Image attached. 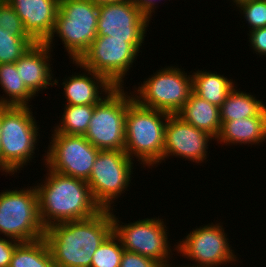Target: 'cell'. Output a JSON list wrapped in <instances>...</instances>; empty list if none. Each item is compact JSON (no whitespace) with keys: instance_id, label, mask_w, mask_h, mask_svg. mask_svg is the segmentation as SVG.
<instances>
[{"instance_id":"6da1fadb","label":"cell","mask_w":266,"mask_h":267,"mask_svg":"<svg viewBox=\"0 0 266 267\" xmlns=\"http://www.w3.org/2000/svg\"><path fill=\"white\" fill-rule=\"evenodd\" d=\"M113 232L111 210L95 216L51 225L45 230L55 267H91L97 248Z\"/></svg>"},{"instance_id":"7a4b0ae2","label":"cell","mask_w":266,"mask_h":267,"mask_svg":"<svg viewBox=\"0 0 266 267\" xmlns=\"http://www.w3.org/2000/svg\"><path fill=\"white\" fill-rule=\"evenodd\" d=\"M44 168L46 174L43 180L38 179L34 185L45 229L57 223L88 219L102 210L94 201L85 180L54 172L46 165Z\"/></svg>"},{"instance_id":"3957f363","label":"cell","mask_w":266,"mask_h":267,"mask_svg":"<svg viewBox=\"0 0 266 267\" xmlns=\"http://www.w3.org/2000/svg\"><path fill=\"white\" fill-rule=\"evenodd\" d=\"M32 108L35 107L2 105L1 174L5 177L19 176L39 155L36 153L42 135L39 120L34 116L37 112L33 113Z\"/></svg>"},{"instance_id":"277c9868","label":"cell","mask_w":266,"mask_h":267,"mask_svg":"<svg viewBox=\"0 0 266 267\" xmlns=\"http://www.w3.org/2000/svg\"><path fill=\"white\" fill-rule=\"evenodd\" d=\"M169 115L141 106L134 99L129 103L125 118L124 151L133 161L136 159L139 166L142 165L140 168L153 170L163 164L165 126Z\"/></svg>"},{"instance_id":"5b68a950","label":"cell","mask_w":266,"mask_h":267,"mask_svg":"<svg viewBox=\"0 0 266 267\" xmlns=\"http://www.w3.org/2000/svg\"><path fill=\"white\" fill-rule=\"evenodd\" d=\"M97 23L98 6L92 0H60L53 32L45 44L53 50L55 39H60L69 61H78L96 39Z\"/></svg>"},{"instance_id":"8992f818","label":"cell","mask_w":266,"mask_h":267,"mask_svg":"<svg viewBox=\"0 0 266 267\" xmlns=\"http://www.w3.org/2000/svg\"><path fill=\"white\" fill-rule=\"evenodd\" d=\"M176 65L161 66L139 86L134 83L133 99L141 106L176 115L193 92L191 71Z\"/></svg>"},{"instance_id":"52a82bcc","label":"cell","mask_w":266,"mask_h":267,"mask_svg":"<svg viewBox=\"0 0 266 267\" xmlns=\"http://www.w3.org/2000/svg\"><path fill=\"white\" fill-rule=\"evenodd\" d=\"M224 222L218 220L215 222L214 220V223L196 226L176 242L177 256L186 258L185 261L188 260V263H182V266L228 267L229 264L235 265L243 262L238 257L239 254L232 249L234 247H232L233 244H230L232 241L227 237L228 232L226 233L225 227H223Z\"/></svg>"},{"instance_id":"ba28073f","label":"cell","mask_w":266,"mask_h":267,"mask_svg":"<svg viewBox=\"0 0 266 267\" xmlns=\"http://www.w3.org/2000/svg\"><path fill=\"white\" fill-rule=\"evenodd\" d=\"M0 192V235L19 242L44 237L45 227L39 214V200L34 183ZM33 185V186H32Z\"/></svg>"},{"instance_id":"9c48e42d","label":"cell","mask_w":266,"mask_h":267,"mask_svg":"<svg viewBox=\"0 0 266 267\" xmlns=\"http://www.w3.org/2000/svg\"><path fill=\"white\" fill-rule=\"evenodd\" d=\"M116 212L111 210L113 232L120 239L124 250L155 259L163 266L174 263L173 260L177 254L173 251L176 252L177 244L176 242L175 244L170 243L171 238L169 237L171 236L166 217L165 219L160 216L139 218L133 222L126 223L125 221L124 223L119 214L116 216Z\"/></svg>"},{"instance_id":"30bf717a","label":"cell","mask_w":266,"mask_h":267,"mask_svg":"<svg viewBox=\"0 0 266 267\" xmlns=\"http://www.w3.org/2000/svg\"><path fill=\"white\" fill-rule=\"evenodd\" d=\"M135 162L124 150L99 151L86 182L94 201L102 210H117L115 202L119 198L122 200L123 194H127L133 185L131 178H134Z\"/></svg>"},{"instance_id":"8fae6325","label":"cell","mask_w":266,"mask_h":267,"mask_svg":"<svg viewBox=\"0 0 266 267\" xmlns=\"http://www.w3.org/2000/svg\"><path fill=\"white\" fill-rule=\"evenodd\" d=\"M128 88L115 87L94 105L91 121L84 136L95 148L124 150L126 111L133 100Z\"/></svg>"},{"instance_id":"7c38bea8","label":"cell","mask_w":266,"mask_h":267,"mask_svg":"<svg viewBox=\"0 0 266 267\" xmlns=\"http://www.w3.org/2000/svg\"><path fill=\"white\" fill-rule=\"evenodd\" d=\"M126 39L96 36L78 62L83 67L105 77L114 87H126L125 80L141 54ZM129 72V73H128Z\"/></svg>"},{"instance_id":"4fadbf2b","label":"cell","mask_w":266,"mask_h":267,"mask_svg":"<svg viewBox=\"0 0 266 267\" xmlns=\"http://www.w3.org/2000/svg\"><path fill=\"white\" fill-rule=\"evenodd\" d=\"M49 139L42 154L43 167L46 165L54 172L87 181L100 150L84 135L51 133Z\"/></svg>"},{"instance_id":"5bb4252c","label":"cell","mask_w":266,"mask_h":267,"mask_svg":"<svg viewBox=\"0 0 266 267\" xmlns=\"http://www.w3.org/2000/svg\"><path fill=\"white\" fill-rule=\"evenodd\" d=\"M151 22L133 3V0L100 5L98 6L97 36L126 39V42L131 43L142 54Z\"/></svg>"},{"instance_id":"9a60e30c","label":"cell","mask_w":266,"mask_h":267,"mask_svg":"<svg viewBox=\"0 0 266 267\" xmlns=\"http://www.w3.org/2000/svg\"><path fill=\"white\" fill-rule=\"evenodd\" d=\"M164 136L163 163L175 157L192 164L206 165L210 155L209 145L216 142L212 135L183 121L177 115H169Z\"/></svg>"},{"instance_id":"2e32d148","label":"cell","mask_w":266,"mask_h":267,"mask_svg":"<svg viewBox=\"0 0 266 267\" xmlns=\"http://www.w3.org/2000/svg\"><path fill=\"white\" fill-rule=\"evenodd\" d=\"M70 63L76 66V70L80 68L82 72L65 75L63 82L54 77V85L58 87L61 85L63 88L65 105H95L115 88L105 77L83 67L78 61L70 60Z\"/></svg>"},{"instance_id":"e0dca14e","label":"cell","mask_w":266,"mask_h":267,"mask_svg":"<svg viewBox=\"0 0 266 267\" xmlns=\"http://www.w3.org/2000/svg\"><path fill=\"white\" fill-rule=\"evenodd\" d=\"M53 52L45 43H35L15 62L21 80L37 97L39 93L54 87Z\"/></svg>"},{"instance_id":"ac0fdd59","label":"cell","mask_w":266,"mask_h":267,"mask_svg":"<svg viewBox=\"0 0 266 267\" xmlns=\"http://www.w3.org/2000/svg\"><path fill=\"white\" fill-rule=\"evenodd\" d=\"M20 17L27 34L45 43L52 34L60 0H6Z\"/></svg>"},{"instance_id":"d6986e66","label":"cell","mask_w":266,"mask_h":267,"mask_svg":"<svg viewBox=\"0 0 266 267\" xmlns=\"http://www.w3.org/2000/svg\"><path fill=\"white\" fill-rule=\"evenodd\" d=\"M221 122L216 143L223 148L236 145L256 147L266 143V108L258 116Z\"/></svg>"},{"instance_id":"ffe728a7","label":"cell","mask_w":266,"mask_h":267,"mask_svg":"<svg viewBox=\"0 0 266 267\" xmlns=\"http://www.w3.org/2000/svg\"><path fill=\"white\" fill-rule=\"evenodd\" d=\"M176 115L199 130L209 133L215 139L221 130L220 108L200 98L194 92Z\"/></svg>"},{"instance_id":"44dd1931","label":"cell","mask_w":266,"mask_h":267,"mask_svg":"<svg viewBox=\"0 0 266 267\" xmlns=\"http://www.w3.org/2000/svg\"><path fill=\"white\" fill-rule=\"evenodd\" d=\"M195 70V71H194ZM191 70L193 92L200 98L220 107L238 84L233 78L217 71Z\"/></svg>"},{"instance_id":"7402d4cb","label":"cell","mask_w":266,"mask_h":267,"mask_svg":"<svg viewBox=\"0 0 266 267\" xmlns=\"http://www.w3.org/2000/svg\"><path fill=\"white\" fill-rule=\"evenodd\" d=\"M241 90L238 85L230 92L220 108L221 121L239 120L258 116L265 108L266 102L259 100L256 94Z\"/></svg>"},{"instance_id":"603a6c76","label":"cell","mask_w":266,"mask_h":267,"mask_svg":"<svg viewBox=\"0 0 266 267\" xmlns=\"http://www.w3.org/2000/svg\"><path fill=\"white\" fill-rule=\"evenodd\" d=\"M0 87L3 90L0 105L3 106H32L30 103L36 97L21 80L15 63L0 64Z\"/></svg>"},{"instance_id":"cb8c5ba5","label":"cell","mask_w":266,"mask_h":267,"mask_svg":"<svg viewBox=\"0 0 266 267\" xmlns=\"http://www.w3.org/2000/svg\"><path fill=\"white\" fill-rule=\"evenodd\" d=\"M9 267H55L54 260L44 238L21 242L16 248Z\"/></svg>"},{"instance_id":"d4e9b609","label":"cell","mask_w":266,"mask_h":267,"mask_svg":"<svg viewBox=\"0 0 266 267\" xmlns=\"http://www.w3.org/2000/svg\"><path fill=\"white\" fill-rule=\"evenodd\" d=\"M64 109V110H63ZM61 118L55 122L51 133L85 135L88 130L94 105H64Z\"/></svg>"},{"instance_id":"484cf974","label":"cell","mask_w":266,"mask_h":267,"mask_svg":"<svg viewBox=\"0 0 266 267\" xmlns=\"http://www.w3.org/2000/svg\"><path fill=\"white\" fill-rule=\"evenodd\" d=\"M35 43L31 37H18L0 28V64L15 63Z\"/></svg>"},{"instance_id":"4316f807","label":"cell","mask_w":266,"mask_h":267,"mask_svg":"<svg viewBox=\"0 0 266 267\" xmlns=\"http://www.w3.org/2000/svg\"><path fill=\"white\" fill-rule=\"evenodd\" d=\"M123 251L120 239L112 232L93 254L91 267H119Z\"/></svg>"},{"instance_id":"83f0119b","label":"cell","mask_w":266,"mask_h":267,"mask_svg":"<svg viewBox=\"0 0 266 267\" xmlns=\"http://www.w3.org/2000/svg\"><path fill=\"white\" fill-rule=\"evenodd\" d=\"M235 11H239L250 31L266 27V0H252L240 4Z\"/></svg>"},{"instance_id":"f1b7e54d","label":"cell","mask_w":266,"mask_h":267,"mask_svg":"<svg viewBox=\"0 0 266 267\" xmlns=\"http://www.w3.org/2000/svg\"><path fill=\"white\" fill-rule=\"evenodd\" d=\"M0 28L18 37H30L22 20L6 0H0Z\"/></svg>"},{"instance_id":"f546056e","label":"cell","mask_w":266,"mask_h":267,"mask_svg":"<svg viewBox=\"0 0 266 267\" xmlns=\"http://www.w3.org/2000/svg\"><path fill=\"white\" fill-rule=\"evenodd\" d=\"M119 267H163V265L150 257L124 250Z\"/></svg>"},{"instance_id":"4dcf8cb0","label":"cell","mask_w":266,"mask_h":267,"mask_svg":"<svg viewBox=\"0 0 266 267\" xmlns=\"http://www.w3.org/2000/svg\"><path fill=\"white\" fill-rule=\"evenodd\" d=\"M248 46L251 48L253 54L256 53L257 58L266 57V27L258 28L247 33Z\"/></svg>"},{"instance_id":"1f68e13d","label":"cell","mask_w":266,"mask_h":267,"mask_svg":"<svg viewBox=\"0 0 266 267\" xmlns=\"http://www.w3.org/2000/svg\"><path fill=\"white\" fill-rule=\"evenodd\" d=\"M21 242L0 236V267H9L15 248Z\"/></svg>"},{"instance_id":"d6a6232c","label":"cell","mask_w":266,"mask_h":267,"mask_svg":"<svg viewBox=\"0 0 266 267\" xmlns=\"http://www.w3.org/2000/svg\"><path fill=\"white\" fill-rule=\"evenodd\" d=\"M164 0H133V3L150 19L156 13L159 3ZM167 1V0H165ZM158 5V6H157Z\"/></svg>"},{"instance_id":"836d02e7","label":"cell","mask_w":266,"mask_h":267,"mask_svg":"<svg viewBox=\"0 0 266 267\" xmlns=\"http://www.w3.org/2000/svg\"><path fill=\"white\" fill-rule=\"evenodd\" d=\"M97 6L104 5V4H111V3H117L121 0H92Z\"/></svg>"},{"instance_id":"e575fe53","label":"cell","mask_w":266,"mask_h":267,"mask_svg":"<svg viewBox=\"0 0 266 267\" xmlns=\"http://www.w3.org/2000/svg\"><path fill=\"white\" fill-rule=\"evenodd\" d=\"M228 1H230L229 3H231V7H234V9L237 7V6H239L240 4H242V3H245V2H247V1H252V0H228ZM234 5V6H233Z\"/></svg>"},{"instance_id":"d590c367","label":"cell","mask_w":266,"mask_h":267,"mask_svg":"<svg viewBox=\"0 0 266 267\" xmlns=\"http://www.w3.org/2000/svg\"><path fill=\"white\" fill-rule=\"evenodd\" d=\"M1 128H2V105H0V172H1Z\"/></svg>"},{"instance_id":"8d00e7d4","label":"cell","mask_w":266,"mask_h":267,"mask_svg":"<svg viewBox=\"0 0 266 267\" xmlns=\"http://www.w3.org/2000/svg\"><path fill=\"white\" fill-rule=\"evenodd\" d=\"M175 264H176V262L172 265V264H169V265H166V266H163V267H186V266H182V265H178V263H177V265L175 266Z\"/></svg>"}]
</instances>
